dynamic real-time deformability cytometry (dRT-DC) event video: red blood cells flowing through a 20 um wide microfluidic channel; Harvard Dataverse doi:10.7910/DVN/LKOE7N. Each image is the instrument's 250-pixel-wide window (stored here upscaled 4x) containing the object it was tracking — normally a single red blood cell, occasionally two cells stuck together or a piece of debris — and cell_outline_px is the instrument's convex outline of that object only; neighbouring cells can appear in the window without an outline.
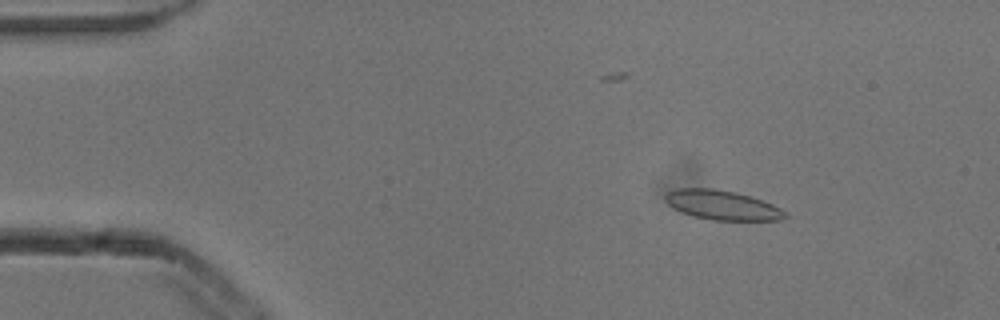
{"species": "common noctule bat (a hibernating species)", "species_latin": "Nyctalus noctula", "temperature_condition": "cold", "stored_images_in_passage": 52, "camera_frame_rate_fps": 3000, "um_per_image_px": 0.085, "animal": {"sex": "male", "body_mass_g": 13.3}, "frame": {"image": 1, "passage_image": 7, "time_ms": 2.0, "image_size_px": [1000, 320], "cell_outline_px": [[788, 216], [780, 220], [712, 220], [692, 216], [680, 212], [672, 208], [664, 200], [664, 196], [668, 192], [676, 188], [712, 188], [736, 192], [752, 196], [772, 204], [788, 212]], "centroid_in_image_um": [61.38, 17.43], "position_along_channel_um": 23.6, "area_um2": 20.87}}
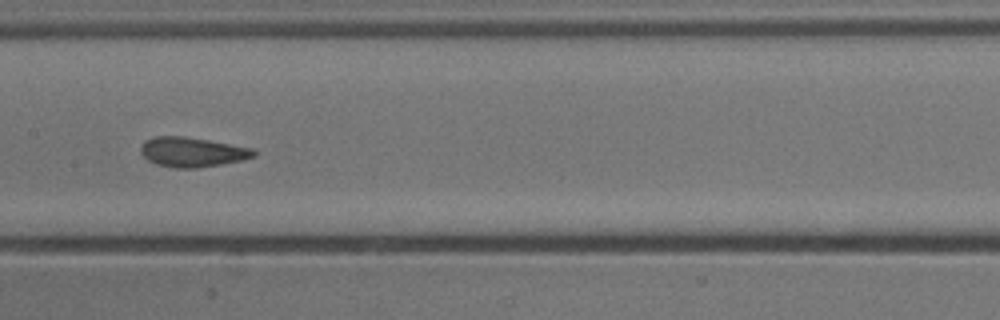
{"frame": {"image": 2, "passage_image": 26, "time_ms": 8.333, "image_size_px": [1000, 320], "cell_outline_px": [[256, 156], [240, 160], [220, 164], [196, 168], [176, 168], [156, 164], [148, 160], [140, 152], [140, 148], [144, 140], [156, 136], [184, 136], [208, 140], [252, 148], [256, 152]], "centroid_in_image_um": [16.3, 12.92], "position_along_channel_um": 191.1, "area_um2": 19.42}}
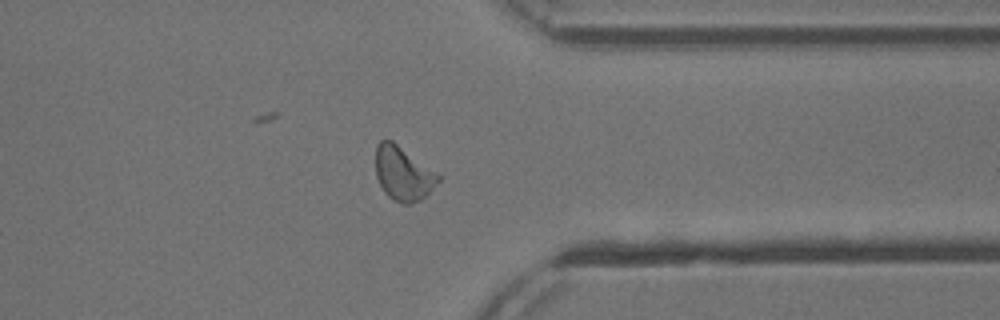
{"frame": {"image": 3, "passage_image": 41, "time_ms": 13.333, "image_size_px": [1000, 320], "cell_outline_px": [[440, 180], [420, 200], [412, 204], [404, 204], [388, 196], [384, 192], [376, 176], [376, 144], [380, 140], [392, 140], [440, 172]], "centroid_in_image_um": [34.29, 14.71], "position_along_channel_um": 377.1, "area_um2": 19.94}, "authors_computed_cell_mechanics": {"area_um2": 19.7965, "velocity_mm_per_s": 3.8484, "shape_relaxation_time_tau1_ms": 7.0221, "shape_relaxation_time_tau2_ms": 1.1197, "deformation_change_tau1": 0.1258, "deformation_change_tau2": 0.0704}}